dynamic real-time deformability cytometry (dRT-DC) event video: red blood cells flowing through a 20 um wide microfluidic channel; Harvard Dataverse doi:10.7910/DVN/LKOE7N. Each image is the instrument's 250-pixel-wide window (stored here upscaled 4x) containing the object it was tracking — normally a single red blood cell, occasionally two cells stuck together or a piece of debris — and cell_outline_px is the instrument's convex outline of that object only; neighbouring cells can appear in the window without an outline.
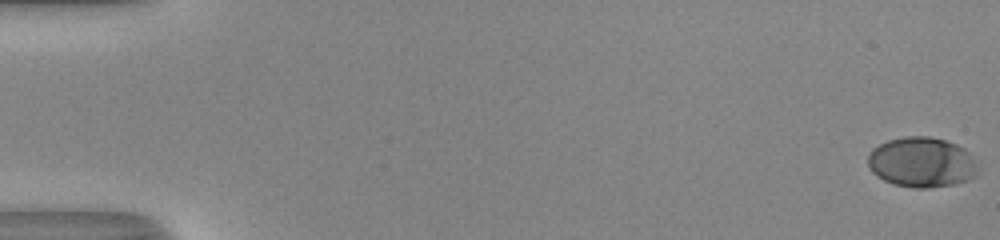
{"species": "human", "species_latin": "Homo sapiens", "temperature_condition": "room temperature", "stored_images_in_passage": 17, "camera_frame_rate_fps": 3000, "um_per_image_px": 0.085, "donor": {"sex": "male"}, "frame": {"image": 1, "passage_image": 1, "time_ms": 0.0, "image_size_px": [1000, 240], "cell_outline_px": [[976, 176], [968, 180], [952, 184], [928, 188], [912, 188], [892, 184], [876, 176], [872, 172], [868, 164], [868, 156], [872, 148], [888, 140], [904, 136], [928, 136], [944, 140], [956, 144], [964, 148], [968, 152]], "centroid_in_image_um": [78.26, 13.79], "position_along_channel_um": 6.7, "area_um2": 31.79}}